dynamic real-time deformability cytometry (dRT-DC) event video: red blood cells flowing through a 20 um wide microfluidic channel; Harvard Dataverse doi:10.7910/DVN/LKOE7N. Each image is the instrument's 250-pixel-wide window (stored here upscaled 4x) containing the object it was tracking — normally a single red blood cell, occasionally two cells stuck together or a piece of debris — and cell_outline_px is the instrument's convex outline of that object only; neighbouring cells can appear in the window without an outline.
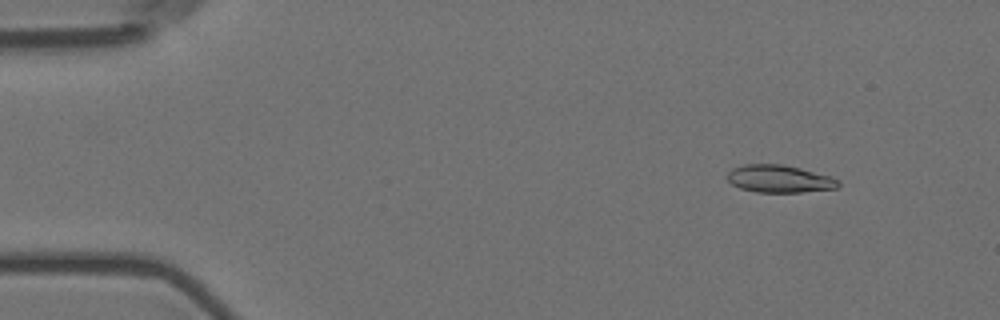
{"species": "Egyptian fruit bat (a non-hibernating species)", "species_latin": "Rousettus aegyptiacus", "temperature_condition": "room temperature", "stored_images_in_passage": 57, "camera_frame_rate_fps": 3000, "um_per_image_px": 0.085, "animal": {"sex": "female"}, "frame": {"image": 1, "passage_image": 7, "time_ms": 2.0, "image_size_px": [1000, 320], "cell_outline_px": [[840, 184], [836, 188], [800, 192], [756, 192], [740, 188], [732, 184], [728, 180], [728, 172], [732, 168], [744, 164], [784, 164], [832, 176], [840, 180]], "centroid_in_image_um": [66.26, 15.19], "position_along_channel_um": 18.7, "area_um2": 17.86}}
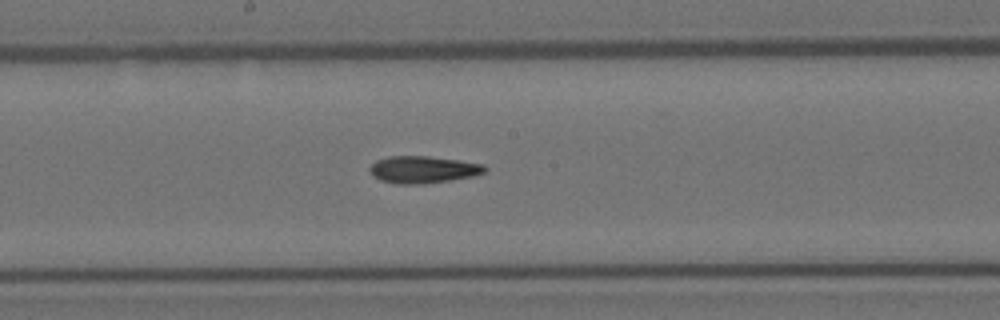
{"frame": {"image": 2, "passage_image": 31, "time_ms": 10.0, "image_size_px": [1000, 320], "cell_outline_px": [[488, 168], [484, 172], [472, 176], [448, 180], [420, 184], [396, 184], [380, 180], [372, 176], [368, 168], [376, 160], [388, 156], [428, 156], [484, 164]], "centroid_in_image_um": [35.91, 14.41], "position_along_channel_um": 212.3, "area_um2": 18.09}}
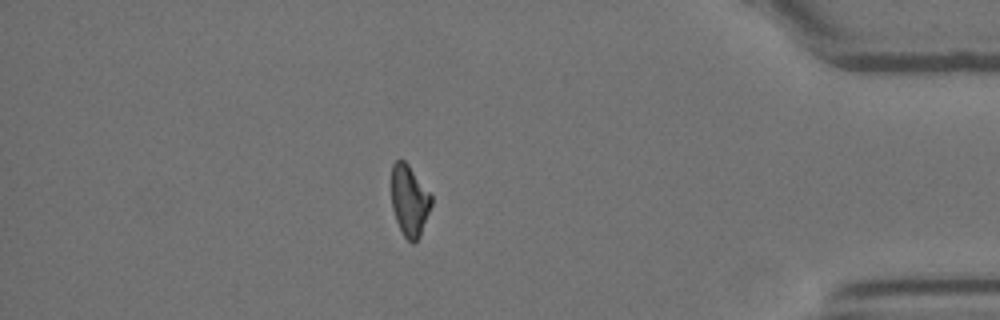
{"frame": {"image": 3, "passage_image": 50, "time_ms": 16.333, "image_size_px": [1000, 320], "cell_outline_px": [[432, 204], [420, 236], [412, 244], [404, 236], [396, 220], [392, 208], [392, 164], [396, 160], [404, 160], [408, 164], [432, 196]], "centroid_in_image_um": [34.8, 17.05], "position_along_channel_um": 400.4, "area_um2": 16.36}}